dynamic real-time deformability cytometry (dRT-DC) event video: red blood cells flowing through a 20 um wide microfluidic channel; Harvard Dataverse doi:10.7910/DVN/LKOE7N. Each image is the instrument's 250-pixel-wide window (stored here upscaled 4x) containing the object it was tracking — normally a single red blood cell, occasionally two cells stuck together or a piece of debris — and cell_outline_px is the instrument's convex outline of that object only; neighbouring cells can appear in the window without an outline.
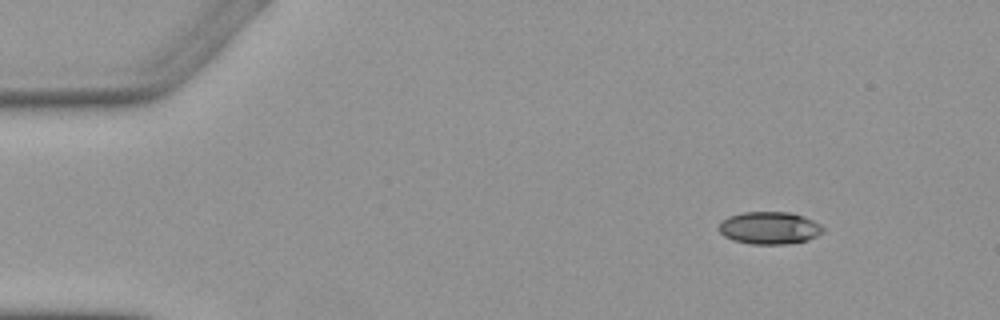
{"species": "Egyptian fruit bat (a non-hibernating species)", "species_latin": "Rousettus aegyptiacus", "temperature_condition": "warm", "stored_images_in_passage": 6, "camera_frame_rate_fps": 3000, "um_per_image_px": 0.085, "animal": {"sex": "female"}, "frame": {"image": 1, "passage_image": 1, "time_ms": 0.0, "image_size_px": [1000, 320], "cell_outline_px": [[824, 232], [808, 240], [788, 244], [752, 244], [732, 240], [724, 236], [720, 232], [720, 220], [728, 216], [740, 212], [792, 212], [804, 216], [820, 224], [824, 228]], "centroid_in_image_um": [65.4, 19.37], "position_along_channel_um": 19.6, "area_um2": 19.88}}
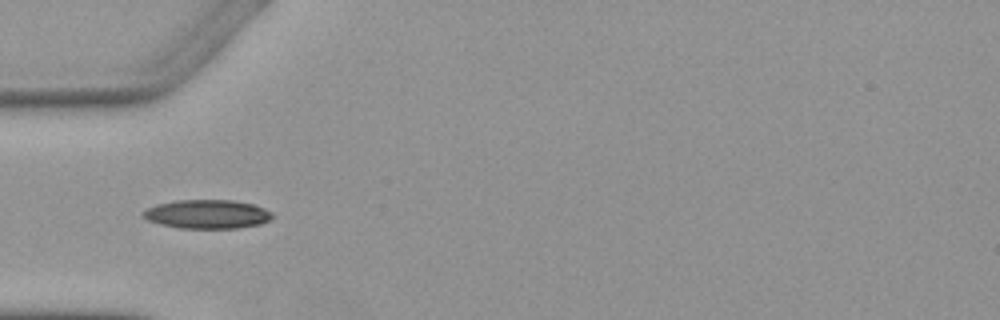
{"frame": {"image": 2, "passage_image": 4, "time_ms": 3.667, "image_size_px": [1000, 320], "cell_outline_px": [[272, 220], [260, 224], [236, 228], [180, 228], [160, 224], [148, 220], [140, 216], [140, 212], [156, 204], [176, 200], [232, 200], [252, 204], [264, 208], [272, 212]], "centroid_in_image_um": [17.59, 18.2], "position_along_channel_um": 67.4, "area_um2": 21.85}}
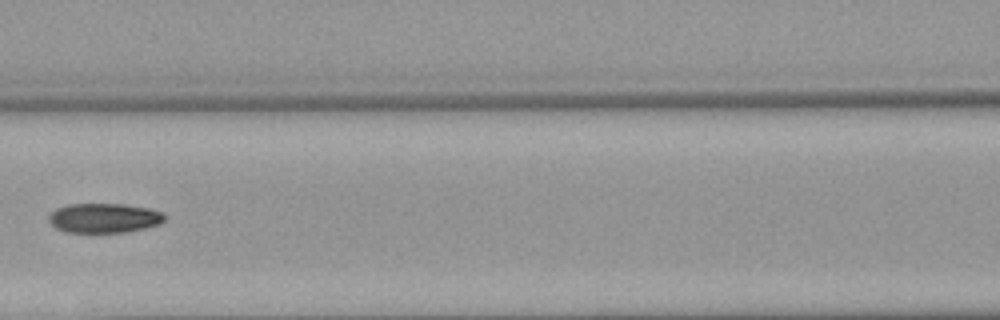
{"frame": {"image": 3, "passage_image": 6, "time_ms": 6.0, "image_size_px": [1000, 320], "cell_outline_px": [[168, 216], [160, 224], [128, 232], [68, 232], [56, 228], [48, 220], [48, 216], [56, 208], [68, 204], [124, 204], [148, 208], [164, 212]], "centroid_in_image_um": [8.88, 18.52], "position_along_channel_um": 157.7, "area_um2": 20.06}}